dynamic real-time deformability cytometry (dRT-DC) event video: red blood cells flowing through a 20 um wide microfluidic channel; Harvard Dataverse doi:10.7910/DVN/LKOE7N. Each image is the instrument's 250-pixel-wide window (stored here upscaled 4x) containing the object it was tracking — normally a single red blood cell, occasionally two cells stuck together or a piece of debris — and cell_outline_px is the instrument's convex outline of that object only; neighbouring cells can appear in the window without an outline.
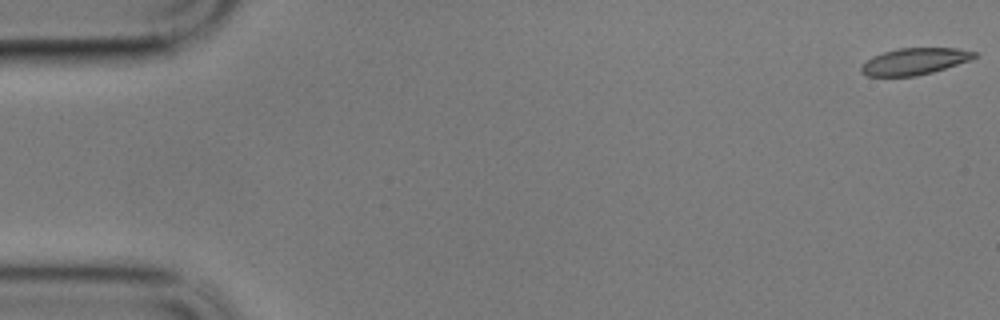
{"species": "common noctule bat (a hibernating species)", "species_latin": "Nyctalus noctula", "temperature_condition": "cold", "stored_images_in_passage": 13, "camera_frame_rate_fps": 3000, "um_per_image_px": 0.085, "animal": {"sex": "male", "body_mass_g": 17.9}, "frame": {"image": 1, "passage_image": 1, "time_ms": 0.0, "image_size_px": [1000, 320], "cell_outline_px": [[976, 56], [972, 60], [932, 72], [916, 76], [868, 76], [860, 72], [860, 68], [872, 56], [884, 52], [900, 48], [956, 48], [976, 52]], "centroid_in_image_um": [77.75, 5.22], "position_along_channel_um": 7.2, "area_um2": 17.46}}